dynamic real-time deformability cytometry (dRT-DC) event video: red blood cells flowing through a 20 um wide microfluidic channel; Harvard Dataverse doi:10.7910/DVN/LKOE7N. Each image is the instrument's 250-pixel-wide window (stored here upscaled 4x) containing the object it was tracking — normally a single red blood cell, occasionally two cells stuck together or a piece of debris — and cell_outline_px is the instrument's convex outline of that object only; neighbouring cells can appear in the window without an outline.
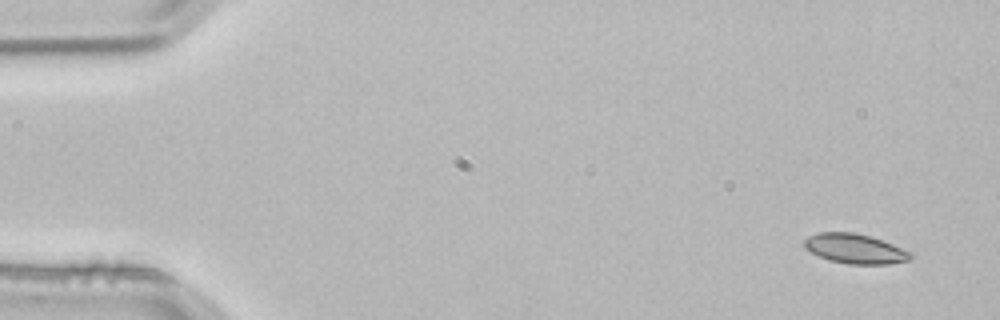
{"species": "common noctule bat (a hibernating species)", "species_latin": "Nyctalus noctula", "temperature_condition": "room temperature", "stored_images_in_passage": 3, "camera_frame_rate_fps": 3000, "um_per_image_px": 0.085, "animal": {"sex": "male", "body_mass_g": 21.5, "forearm_length_mm": 52.0}, "frame": {"image": 1, "passage_image": 1, "time_ms": 0.0, "image_size_px": [1000, 320], "cell_outline_px": [[916, 256], [908, 260], [888, 264], [848, 264], [828, 260], [804, 248], [804, 240], [808, 236], [816, 232], [852, 232], [872, 236], [912, 252]], "centroid_in_image_um": [72.69, 21.13], "position_along_channel_um": 12.3, "area_um2": 18.55}}
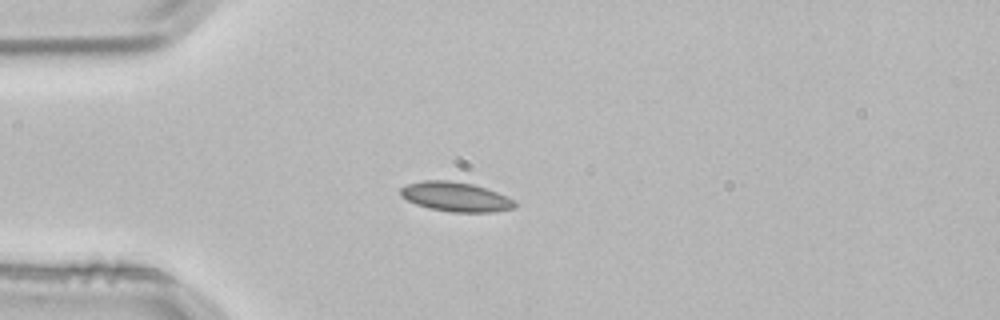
{"frame": {"image": 2, "passage_image": 3, "time_ms": 0.667, "image_size_px": [1000, 320], "cell_outline_px": [[516, 208], [492, 212], [452, 212], [428, 208], [416, 204], [400, 196], [400, 188], [408, 184], [424, 180], [448, 180], [472, 184], [496, 192], [512, 200], [516, 204]], "centroid_in_image_um": [38.69, 16.73], "position_along_channel_um": 46.3, "area_um2": 19.42}}